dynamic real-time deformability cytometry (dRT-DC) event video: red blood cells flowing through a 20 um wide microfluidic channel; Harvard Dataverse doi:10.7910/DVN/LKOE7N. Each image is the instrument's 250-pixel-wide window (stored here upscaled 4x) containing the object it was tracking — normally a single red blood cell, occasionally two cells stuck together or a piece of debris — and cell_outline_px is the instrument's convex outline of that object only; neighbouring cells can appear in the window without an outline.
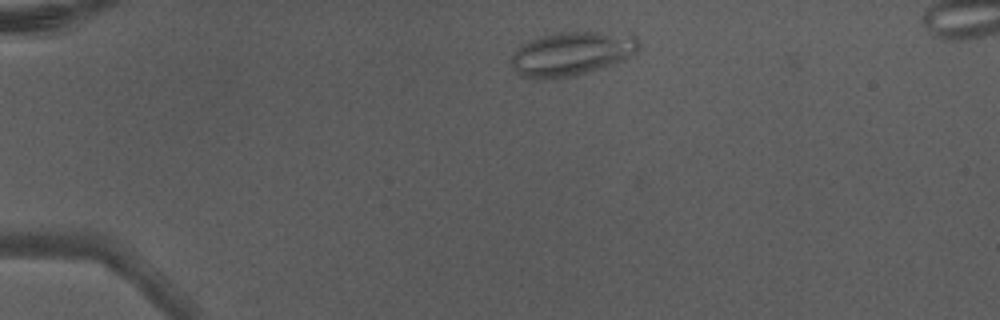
{"species": "Egyptian fruit bat (a non-hibernating species)", "species_latin": "Rousettus aegyptiacus", "temperature_condition": "warm", "stored_images_in_passage": 3, "camera_frame_rate_fps": 3000, "um_per_image_px": 0.085, "animal": {"sex": "male"}, "frame": {"image": 1, "passage_image": 3, "time_ms": 0.667, "image_size_px": [1000, 320], "cell_outline_px": [[640, 48], [632, 56], [624, 60], [612, 64], [584, 72], [552, 80], [540, 80], [520, 76], [512, 68], [512, 56], [524, 44], [540, 36], [560, 32], [632, 32], [636, 36], [640, 44]], "centroid_in_image_um": [48.65, 4.55], "position_along_channel_um": 36.3, "area_um2": 32.77}}